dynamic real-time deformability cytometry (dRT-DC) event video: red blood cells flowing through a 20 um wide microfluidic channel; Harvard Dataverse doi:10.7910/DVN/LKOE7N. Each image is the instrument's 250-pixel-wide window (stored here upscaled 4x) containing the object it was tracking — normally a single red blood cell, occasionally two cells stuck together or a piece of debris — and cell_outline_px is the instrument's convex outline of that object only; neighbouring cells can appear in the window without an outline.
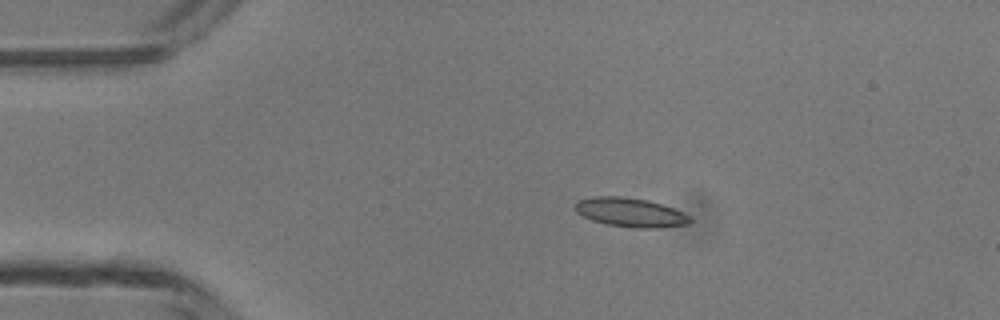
{"species": "common noctule bat (a hibernating species)", "species_latin": "Nyctalus noctula", "temperature_condition": "room temperature", "stored_images_in_passage": 4, "camera_frame_rate_fps": 3000, "um_per_image_px": 0.085, "animal": {"sex": "male", "body_mass_g": 13.3}, "frame": {"image": 1, "passage_image": 3, "time_ms": 2.333, "image_size_px": [1000, 320], "cell_outline_px": [[692, 224], [656, 228], [632, 228], [608, 224], [592, 220], [576, 212], [572, 204], [576, 200], [596, 196], [620, 196], [648, 200], [684, 212], [692, 216]], "centroid_in_image_um": [53.59, 18.05], "position_along_channel_um": 31.4, "area_um2": 19.71}}
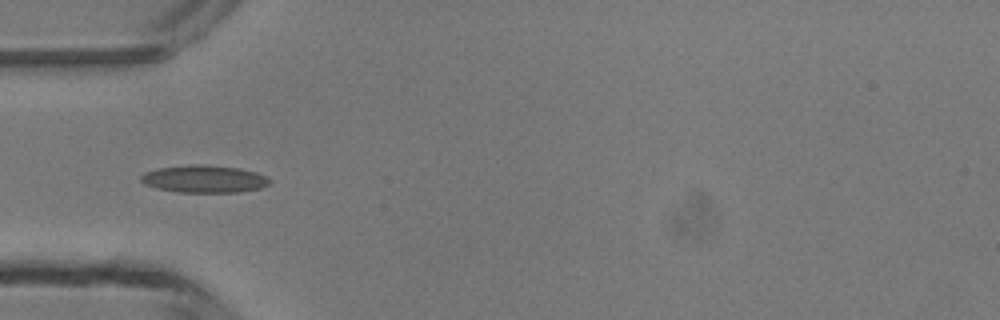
{"frame": {"image": 2, "passage_image": 4, "time_ms": 4.333, "image_size_px": [1000, 320], "cell_outline_px": [[272, 180], [268, 184], [260, 188], [240, 192], [176, 192], [156, 188], [144, 184], [140, 180], [140, 176], [144, 172], [160, 168], [196, 164], [200, 164], [240, 168], [256, 172]], "centroid_in_image_um": [17.34, 15.21], "position_along_channel_um": 67.7, "area_um2": 20.52}}